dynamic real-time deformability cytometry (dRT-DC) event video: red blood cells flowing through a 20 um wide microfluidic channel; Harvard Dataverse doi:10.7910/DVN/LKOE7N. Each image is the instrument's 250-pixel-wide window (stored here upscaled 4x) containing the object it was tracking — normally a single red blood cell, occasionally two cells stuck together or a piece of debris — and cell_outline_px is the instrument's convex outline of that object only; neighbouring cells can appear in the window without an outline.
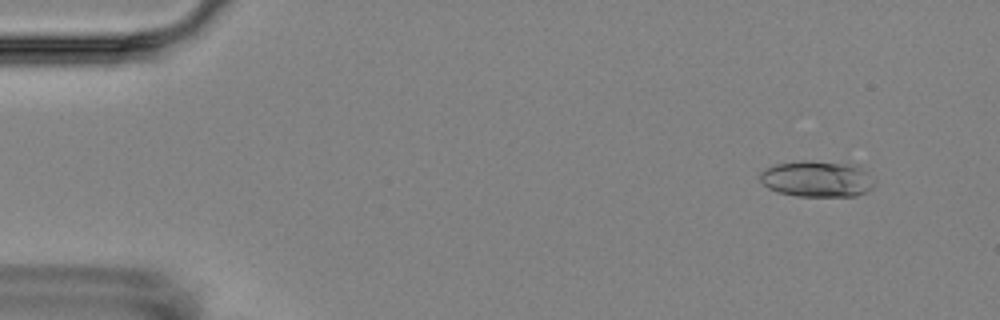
{"species": "Egyptian fruit bat (a non-hibernating species)", "species_latin": "Rousettus aegyptiacus", "temperature_condition": "room temperature", "stored_images_in_passage": 5, "camera_frame_rate_fps": 3000, "um_per_image_px": 0.085, "animal": {"sex": "female"}, "frame": {"image": 1, "passage_image": 2, "time_ms": 1.0, "image_size_px": [1000, 320], "cell_outline_px": [[876, 184], [872, 188], [856, 196], [796, 196], [776, 192], [768, 188], [760, 180], [760, 172], [776, 164], [800, 160], [812, 160], [860, 164], [876, 180]], "centroid_in_image_um": [69.51, 15.19], "position_along_channel_um": 15.5, "area_um2": 24.74}}